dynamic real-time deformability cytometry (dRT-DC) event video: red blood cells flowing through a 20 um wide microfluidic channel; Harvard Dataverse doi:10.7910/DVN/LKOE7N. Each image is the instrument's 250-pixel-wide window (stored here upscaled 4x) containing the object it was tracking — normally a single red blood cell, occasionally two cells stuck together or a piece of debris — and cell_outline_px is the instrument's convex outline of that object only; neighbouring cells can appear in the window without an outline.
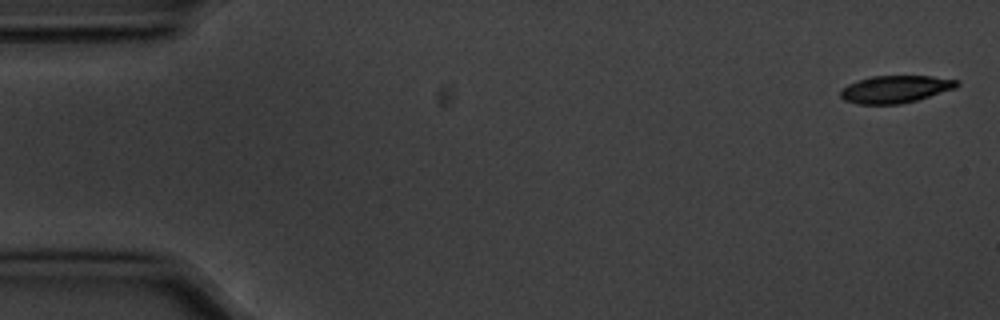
{"species": "common noctule bat (a hibernating species)", "species_latin": "Nyctalus noctula", "temperature_condition": "cold", "stored_images_in_passage": 6, "segment_of_instrument_passage": [1, 2], "camera_frame_rate_fps": 3000, "um_per_image_px": 0.085, "animal": {"sex": "male", "body_mass_g": 20.1, "forearm_length_mm": 53.5}, "frame": {"image": 1, "passage_image": 1, "time_ms": 0.0, "image_size_px": [1000, 320], "cell_outline_px": [[960, 84], [956, 88], [916, 100], [900, 104], [860, 104], [844, 100], [840, 96], [840, 92], [848, 84], [872, 76], [932, 76], [960, 80]], "centroid_in_image_um": [76.14, 7.58], "position_along_channel_um": 8.9, "area_um2": 18.44}}